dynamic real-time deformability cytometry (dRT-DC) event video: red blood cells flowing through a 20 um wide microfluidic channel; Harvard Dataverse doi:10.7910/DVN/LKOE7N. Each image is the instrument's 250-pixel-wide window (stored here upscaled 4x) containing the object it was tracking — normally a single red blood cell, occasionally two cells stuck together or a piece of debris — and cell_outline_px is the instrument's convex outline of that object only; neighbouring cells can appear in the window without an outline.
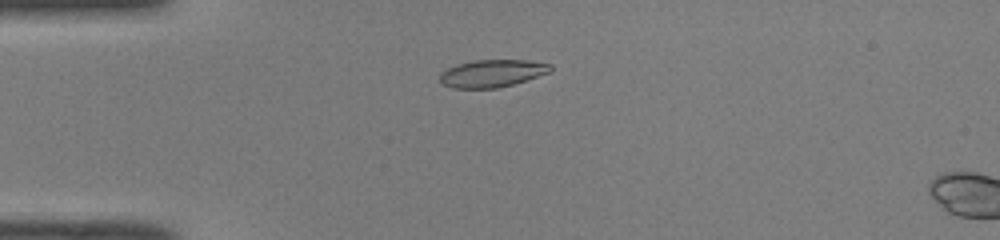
{"species": "common noctule bat (a hibernating species)", "species_latin": "Nyctalus noctula", "temperature_condition": "room temperature", "stored_images_in_passage": 12, "camera_frame_rate_fps": 3000, "um_per_image_px": 0.085, "animal": {"sex": "male", "body_mass_g": 19.0, "forearm_length_mm": 50.8}, "frame": {"image": 1, "passage_image": 10, "time_ms": 3.0, "image_size_px": [1000, 240], "cell_outline_px": [[552, 68], [548, 72], [512, 84], [496, 88], [452, 88], [444, 84], [440, 80], [440, 72], [456, 64], [472, 60], [524, 60], [552, 64]], "centroid_in_image_um": [41.78, 6.22], "position_along_channel_um": 43.2, "area_um2": 17.46}}